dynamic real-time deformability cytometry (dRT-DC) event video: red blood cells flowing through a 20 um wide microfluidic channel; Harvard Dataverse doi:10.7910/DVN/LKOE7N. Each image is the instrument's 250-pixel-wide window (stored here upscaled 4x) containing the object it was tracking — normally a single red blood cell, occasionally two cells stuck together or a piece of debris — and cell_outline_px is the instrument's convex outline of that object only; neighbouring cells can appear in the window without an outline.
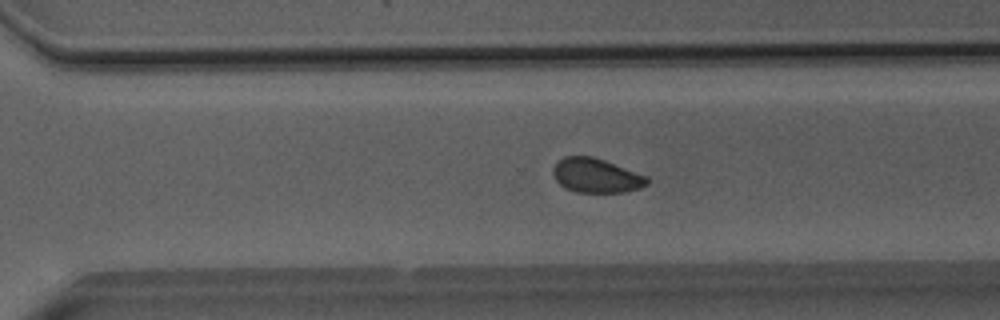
{"species": "Egyptian fruit bat (a non-hibernating species)", "species_latin": "Rousettus aegyptiacus", "temperature_condition": "room temperature", "stored_images_in_passage": 48, "camera_frame_rate_fps": 3000, "um_per_image_px": 0.085, "animal": {"sex": "male"}, "frame": {"image": 1, "passage_image": 33, "time_ms": 10.667, "image_size_px": [1000, 320], "cell_outline_px": [[648, 184], [640, 188], [624, 192], [576, 192], [564, 188], [556, 180], [552, 172], [552, 168], [564, 156], [592, 156], [604, 160], [648, 176]], "centroid_in_image_um": [50.67, 14.92], "position_along_channel_um": 319.9, "area_um2": 18.79}}
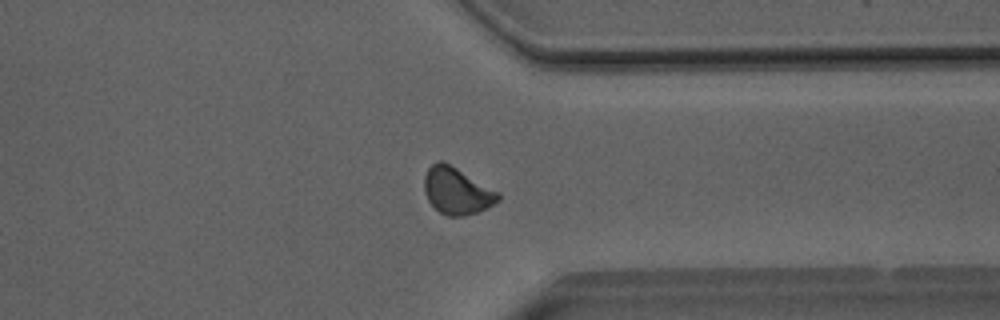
{"frame": {"image": 2, "passage_image": 37, "time_ms": 12.0, "image_size_px": [1000, 320], "cell_outline_px": [[500, 200], [488, 208], [464, 216], [448, 216], [440, 212], [428, 200], [424, 192], [424, 176], [428, 168], [432, 164], [440, 160], [456, 168], [500, 192]], "centroid_in_image_um": [38.84, 16.24], "position_along_channel_um": 372.6, "area_um2": 20.0}}
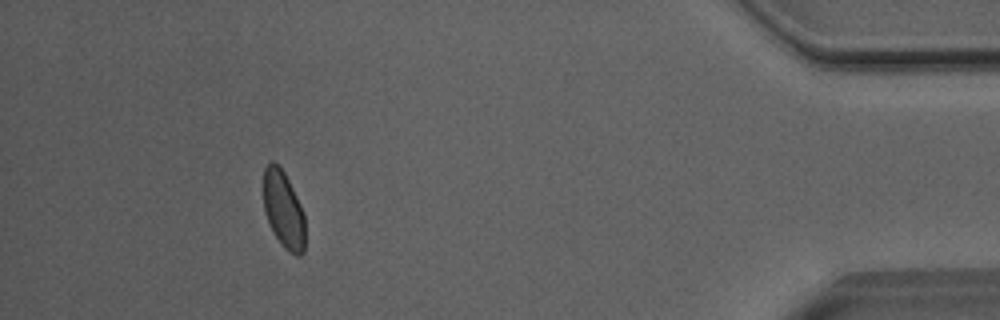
{"frame": {"image": 3, "passage_image": 44, "time_ms": 14.333, "image_size_px": [1000, 320], "cell_outline_px": [[304, 252], [300, 256], [296, 256], [288, 252], [280, 244], [264, 212], [264, 168], [272, 160], [284, 172], [304, 212]], "centroid_in_image_um": [24.11, 17.86], "position_along_channel_um": 411.1, "area_um2": 18.5}, "authors_computed_cell_mechanics": {"area_um2": 19.7098, "velocity_mm_per_s": 4.0644, "shape_relaxation_time_tau1_ms": 6.3645, "shape_relaxation_time_tau2_ms": 0.9346, "deformation_change_tau1": 0.07, "deformation_change_tau2": 0.0522}}